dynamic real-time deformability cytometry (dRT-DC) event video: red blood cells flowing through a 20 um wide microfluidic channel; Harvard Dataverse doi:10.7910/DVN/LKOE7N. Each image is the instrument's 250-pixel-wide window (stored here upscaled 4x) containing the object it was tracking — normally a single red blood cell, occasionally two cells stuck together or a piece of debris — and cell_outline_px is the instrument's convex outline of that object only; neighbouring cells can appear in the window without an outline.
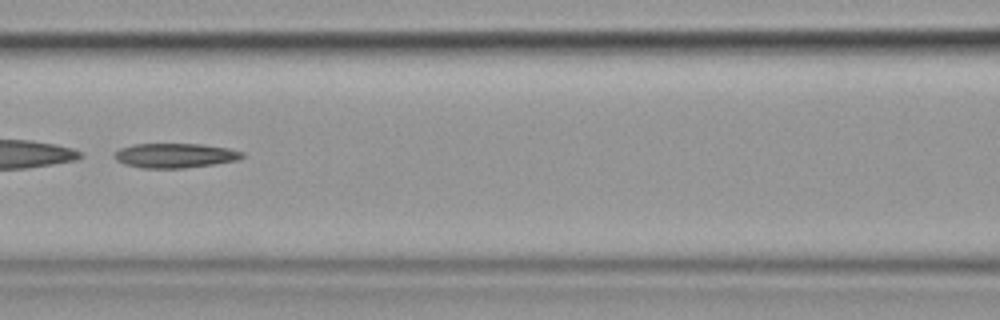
{"species": "common noctule bat (a hibernating species)", "species_latin": "Nyctalus noctula", "temperature_condition": "cold", "stored_images_in_passage": 49, "segment_of_instrument_passage": [2, 2], "camera_frame_rate_fps": 3000, "um_per_image_px": 0.085, "animal": {"sex": "female", "body_mass_g": 19.9}, "frame": {"image": 1, "passage_image": 21, "time_ms": 6.667, "image_size_px": [1000, 320], "cell_outline_px": [[244, 156], [240, 160], [184, 168], [140, 168], [124, 164], [116, 160], [112, 156], [120, 148], [132, 144], [204, 144], [228, 148], [244, 152]], "centroid_in_image_um": [14.87, 13.22], "position_along_channel_um": 151.7, "area_um2": 18.44}}